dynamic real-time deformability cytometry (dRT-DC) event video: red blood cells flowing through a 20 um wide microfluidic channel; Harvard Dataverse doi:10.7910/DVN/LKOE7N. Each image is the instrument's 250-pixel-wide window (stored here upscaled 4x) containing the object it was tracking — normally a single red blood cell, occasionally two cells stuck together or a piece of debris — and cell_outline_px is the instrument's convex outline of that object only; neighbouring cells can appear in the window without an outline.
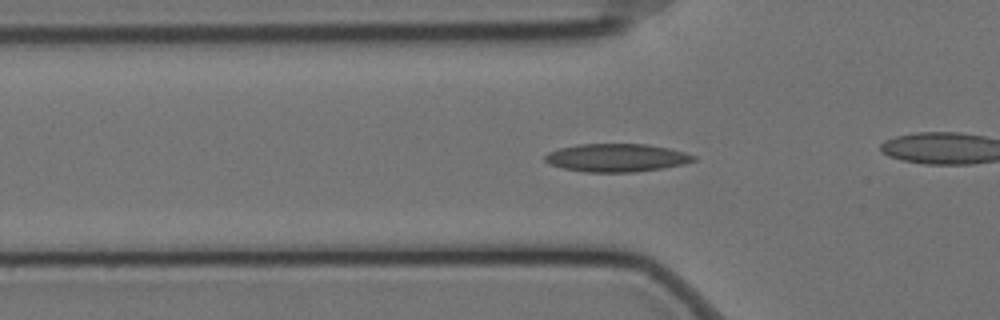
{"species": "Egyptian fruit bat (a non-hibernating species)", "species_latin": "Rousettus aegyptiacus", "temperature_condition": "cold", "stored_images_in_passage": 58, "camera_frame_rate_fps": 3000, "um_per_image_px": 0.085, "animal": {"sex": "female"}, "frame": {"image": 1, "passage_image": 18, "time_ms": 5.667, "image_size_px": [1000, 320], "cell_outline_px": [[696, 160], [684, 164], [636, 172], [584, 172], [564, 168], [548, 164], [544, 160], [544, 156], [548, 152], [560, 148], [580, 144], [644, 144], [668, 148], [684, 152], [696, 156]], "centroid_in_image_um": [52.38, 13.41], "position_along_channel_um": 73.4, "area_um2": 24.22}}
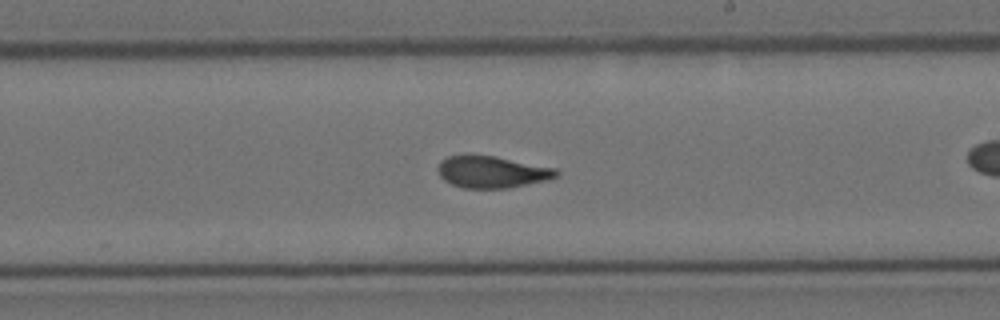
{"frame": {"image": 2, "passage_image": 33, "time_ms": 10.667, "image_size_px": [1000, 320], "cell_outline_px": [[560, 172], [556, 176], [548, 180], [508, 188], [464, 188], [452, 184], [444, 180], [440, 176], [436, 168], [440, 160], [448, 156], [464, 152], [468, 152], [496, 156], [556, 168]], "centroid_in_image_um": [41.76, 14.57], "position_along_channel_um": 247.2, "area_um2": 22.66}}
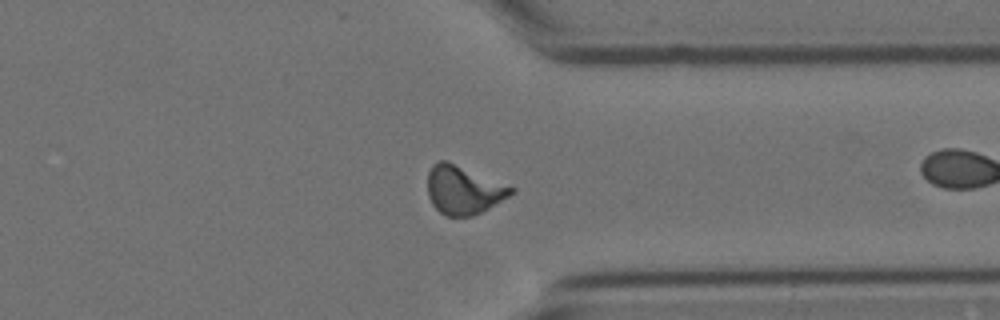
{"frame": {"image": 3, "passage_image": 44, "time_ms": 14.333, "image_size_px": [1000, 320], "cell_outline_px": [[516, 192], [488, 208], [472, 216], [448, 216], [440, 212], [432, 204], [428, 196], [428, 172], [432, 164], [436, 160], [448, 160], [516, 188]], "centroid_in_image_um": [39.39, 16.12], "position_along_channel_um": 372.0, "area_um2": 23.7}, "authors_computed_cell_mechanics": {"area_um2": 22.1085, "velocity_mm_per_s": 3.4571, "shape_relaxation_time_tau1_ms": 8.4544, "shape_relaxation_time_tau2_ms": 1.8769, "deformation_change_tau1": 0.2065, "deformation_change_tau2": 0.085}}